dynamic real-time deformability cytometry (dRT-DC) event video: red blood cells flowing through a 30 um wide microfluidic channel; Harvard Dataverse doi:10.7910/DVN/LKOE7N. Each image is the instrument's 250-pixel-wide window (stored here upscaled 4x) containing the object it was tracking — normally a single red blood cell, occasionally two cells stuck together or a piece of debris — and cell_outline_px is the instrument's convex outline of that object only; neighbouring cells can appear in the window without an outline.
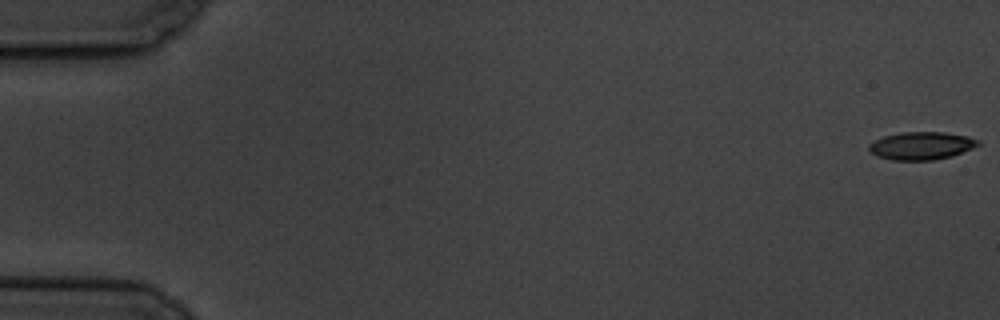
{"species": "common noctule bat (a hibernating species)", "species_latin": "Nyctalus noctula", "temperature_condition": "cold", "stored_images_in_passage": 6, "camera_frame_rate_fps": 3000, "um_per_image_px": 0.085, "animal": {"sex": "male", "body_mass_g": 19.5, "forearm_length_mm": 54.6}, "frame": {"image": 1, "passage_image": 1, "time_ms": 0.0, "image_size_px": [1000, 320], "cell_outline_px": [[980, 144], [972, 148], [952, 156], [932, 160], [892, 160], [876, 156], [868, 148], [868, 144], [884, 136], [900, 132], [944, 132], [968, 136], [980, 140]], "centroid_in_image_um": [78.32, 12.38], "position_along_channel_um": 6.7, "area_um2": 17.69}}
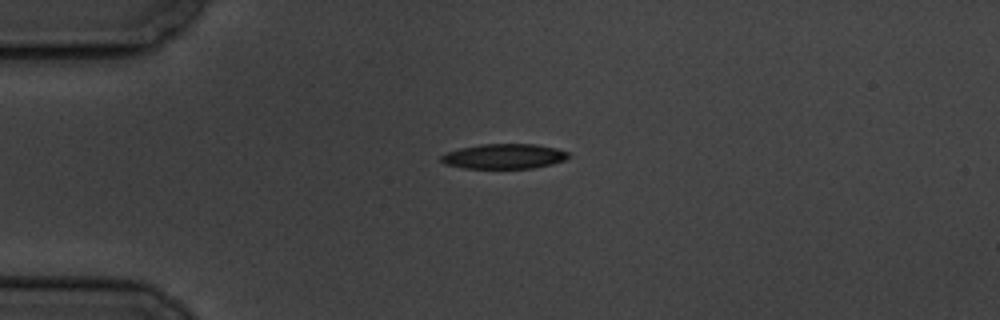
{"frame": {"image": 2, "passage_image": 5, "time_ms": 4.667, "image_size_px": [1000, 320], "cell_outline_px": [[572, 156], [564, 160], [552, 164], [532, 168], [464, 168], [444, 164], [440, 160], [440, 156], [448, 152], [460, 148], [480, 144], [536, 144], [556, 148], [568, 152]], "centroid_in_image_um": [42.86, 13.28], "position_along_channel_um": 42.1, "area_um2": 18.55}}